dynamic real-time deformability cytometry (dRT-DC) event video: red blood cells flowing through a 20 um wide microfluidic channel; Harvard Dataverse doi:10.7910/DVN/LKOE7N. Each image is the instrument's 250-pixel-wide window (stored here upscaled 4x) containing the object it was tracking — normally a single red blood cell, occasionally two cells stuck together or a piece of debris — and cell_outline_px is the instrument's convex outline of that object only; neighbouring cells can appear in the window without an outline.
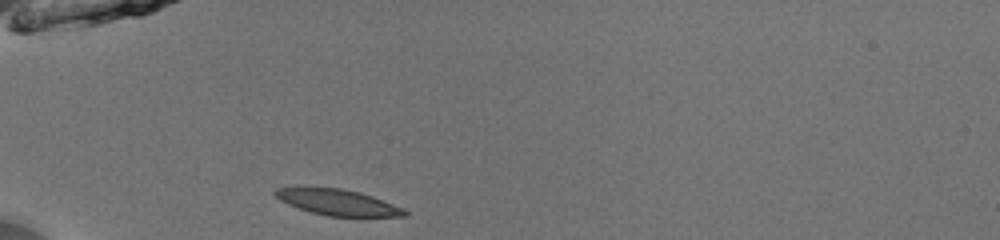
{"species": "common noctule bat (a hibernating species)", "species_latin": "Nyctalus noctula", "temperature_condition": "room temperature", "stored_images_in_passage": 34, "camera_frame_rate_fps": 3000, "um_per_image_px": 0.085, "animal": {"sex": "male", "body_mass_g": 13.0, "forearm_length_mm": 53.1}, "frame": {"image": 1, "passage_image": 1, "time_ms": 0.0, "image_size_px": [1000, 240], "cell_outline_px": [[408, 216], [328, 216], [312, 212], [288, 204], [280, 200], [272, 192], [276, 188], [340, 188], [360, 192], [372, 196], [404, 208], [408, 212]], "centroid_in_image_um": [28.74, 17.2], "position_along_channel_um": 56.3, "area_um2": 19.19}}
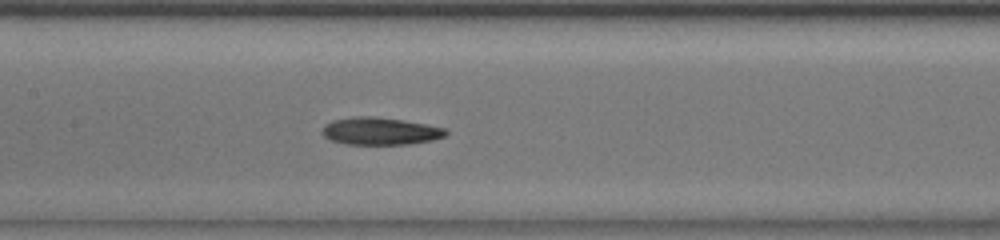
{"frame": {"image": 2, "passage_image": 11, "time_ms": 3.333, "image_size_px": [1000, 240], "cell_outline_px": [[448, 132], [444, 136], [432, 140], [408, 144], [344, 144], [332, 140], [324, 136], [320, 132], [324, 124], [332, 120], [356, 116], [372, 116], [404, 120], [444, 128]], "centroid_in_image_um": [32.26, 11.14], "position_along_channel_um": 175.1, "area_um2": 19.71}}
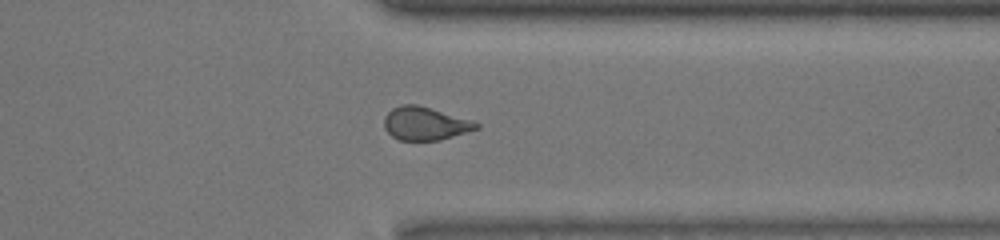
{"frame": {"image": 3, "passage_image": 25, "time_ms": 8.0, "image_size_px": [1000, 240], "cell_outline_px": [[480, 128], [440, 140], [400, 140], [392, 136], [384, 128], [384, 116], [392, 108], [400, 104], [416, 104], [468, 120], [480, 124]], "centroid_in_image_um": [36.08, 10.5], "position_along_channel_um": 375.3, "area_um2": 17.51}, "authors_computed_cell_mechanics": {"area_um2": 18.9295, "velocity_mm_per_s": 4.02, "shape_relaxation_time_tau1_ms": null, "shape_relaxation_time_tau2_ms": 3.7825, "deformation_change_tau1": null, "deformation_change_tau2": 0.0616}}